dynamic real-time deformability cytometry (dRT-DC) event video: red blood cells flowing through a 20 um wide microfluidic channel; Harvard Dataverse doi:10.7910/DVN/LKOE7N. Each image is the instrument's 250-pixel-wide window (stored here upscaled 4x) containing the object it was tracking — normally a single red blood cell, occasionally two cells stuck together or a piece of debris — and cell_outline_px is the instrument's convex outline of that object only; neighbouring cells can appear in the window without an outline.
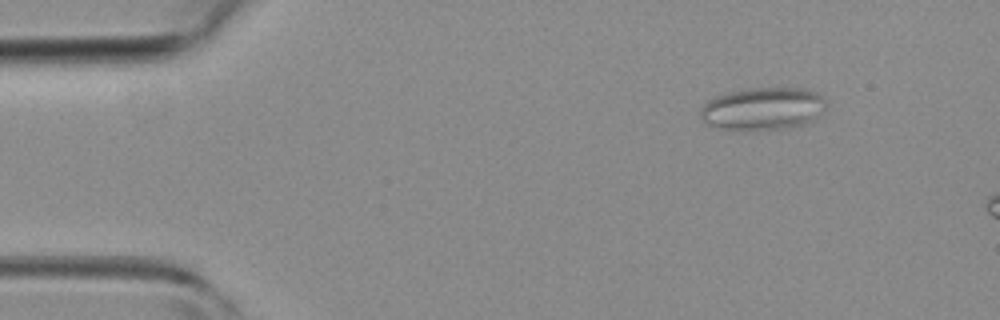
{"species": "common noctule bat (a hibernating species)", "species_latin": "Nyctalus noctula", "temperature_condition": "room temperature", "stored_images_in_passage": 4, "camera_frame_rate_fps": 3000, "um_per_image_px": 0.085, "animal": {"sex": "female", "body_mass_g": 19.3, "forearm_length_mm": 54.1}, "frame": {"image": 1, "passage_image": 1, "time_ms": 0.0, "image_size_px": [1000, 320], "cell_outline_px": [[828, 104], [812, 120], [804, 124], [780, 128], [716, 128], [704, 124], [700, 116], [700, 108], [708, 100], [716, 96], [728, 92], [748, 88], [804, 88], [816, 92]], "centroid_in_image_um": [64.8, 9.21], "position_along_channel_um": 20.2, "area_um2": 30.69}}